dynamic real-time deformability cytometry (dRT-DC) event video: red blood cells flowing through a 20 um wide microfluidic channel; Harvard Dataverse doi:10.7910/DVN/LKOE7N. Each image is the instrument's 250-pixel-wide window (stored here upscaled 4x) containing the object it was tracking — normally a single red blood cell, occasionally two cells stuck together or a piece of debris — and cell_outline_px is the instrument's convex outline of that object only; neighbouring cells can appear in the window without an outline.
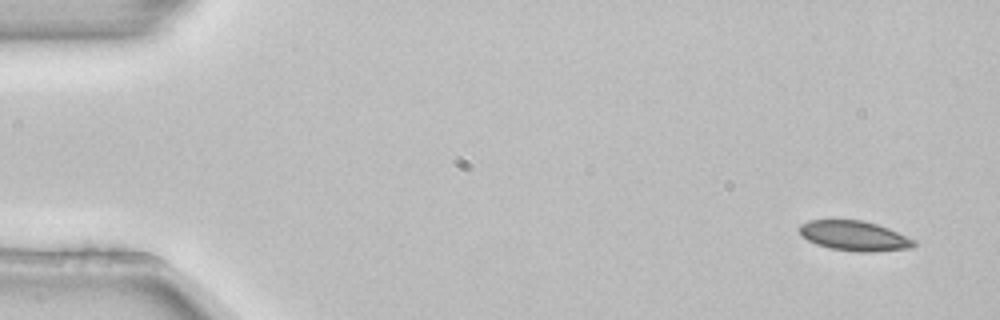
{"species": "common noctule bat (a hibernating species)", "species_latin": "Nyctalus noctula", "temperature_condition": "room temperature", "stored_images_in_passage": 5, "segment_of_instrument_passage": [1, 2], "camera_frame_rate_fps": 3000, "um_per_image_px": 0.085, "animal": {"sex": "female", "body_mass_g": 22.7, "forearm_length_mm": 54.2}, "frame": {"image": 1, "passage_image": 1, "time_ms": 0.0, "image_size_px": [1000, 320], "cell_outline_px": [[916, 244], [912, 248], [876, 252], [856, 252], [828, 248], [816, 244], [800, 236], [800, 224], [808, 220], [860, 220], [876, 224], [888, 228], [916, 240]], "centroid_in_image_um": [72.62, 20.06], "position_along_channel_um": 12.4, "area_um2": 20.11}}
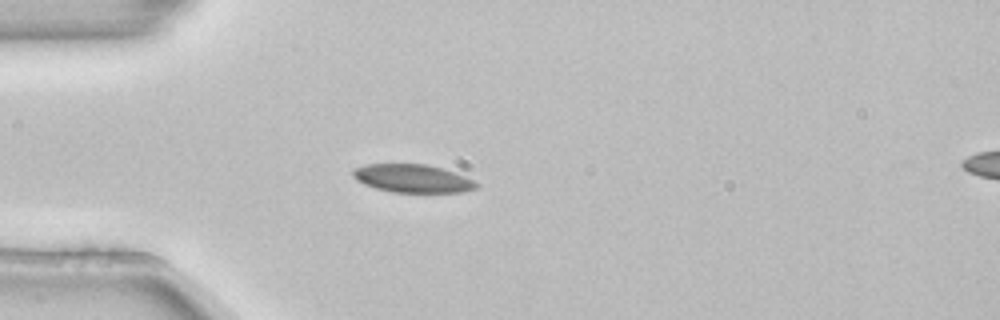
{"frame": {"image": 2, "passage_image": 4, "time_ms": 1.0, "image_size_px": [1000, 320], "cell_outline_px": [[480, 184], [476, 188], [464, 192], [392, 192], [376, 188], [364, 184], [356, 180], [352, 176], [352, 168], [364, 164], [428, 164], [464, 176]], "centroid_in_image_um": [35.02, 15.16], "position_along_channel_um": 50.0, "area_um2": 20.23}}